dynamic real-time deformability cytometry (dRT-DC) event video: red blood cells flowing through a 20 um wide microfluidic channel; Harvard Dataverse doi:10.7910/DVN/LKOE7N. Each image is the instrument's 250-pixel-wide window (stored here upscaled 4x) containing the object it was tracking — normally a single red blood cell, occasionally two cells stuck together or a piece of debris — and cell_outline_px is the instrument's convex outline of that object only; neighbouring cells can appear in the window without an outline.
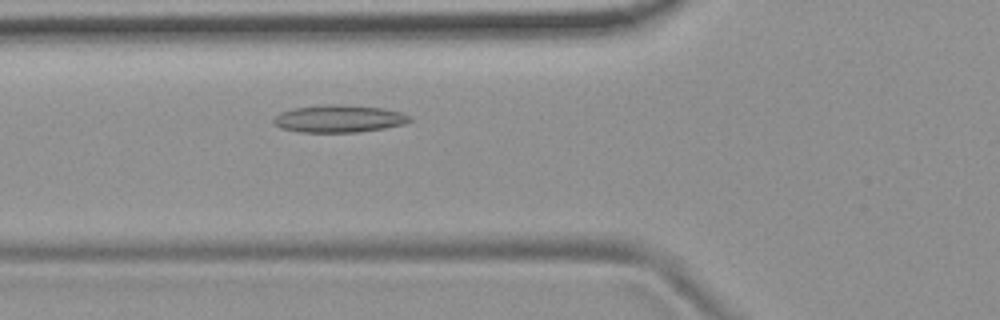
{"species": "common noctule bat (a hibernating species)", "species_latin": "Nyctalus noctula", "temperature_condition": "room temperature", "stored_images_in_passage": 48, "camera_frame_rate_fps": 3000, "um_per_image_px": 0.085, "animal": {"sex": "female", "body_mass_g": 19.9}, "frame": {"image": 1, "passage_image": 14, "time_ms": 4.333, "image_size_px": [1000, 320], "cell_outline_px": [[412, 120], [404, 124], [384, 128], [360, 132], [300, 132], [280, 128], [272, 124], [272, 120], [280, 112], [292, 108], [324, 104], [340, 104], [384, 108], [400, 112], [412, 116]], "centroid_in_image_um": [28.79, 10.08], "position_along_channel_um": 97.0, "area_um2": 22.02}}
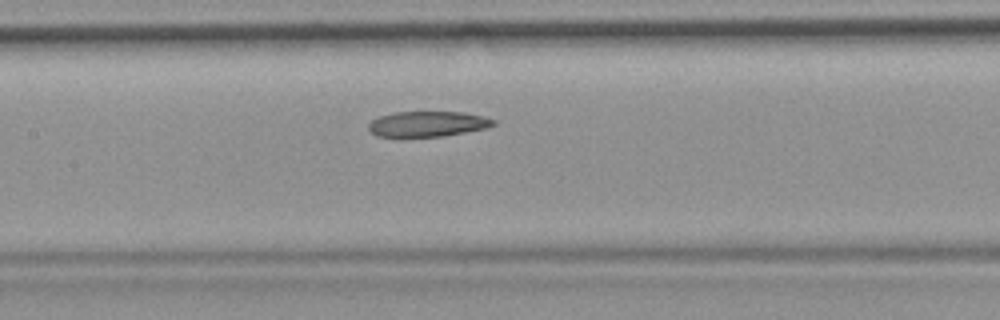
{"frame": {"image": 2, "passage_image": 20, "time_ms": 6.333, "image_size_px": [1000, 320], "cell_outline_px": [[496, 124], [488, 128], [440, 136], [400, 140], [376, 136], [368, 128], [368, 124], [372, 120], [380, 116], [392, 112], [464, 112], [484, 116], [496, 120]], "centroid_in_image_um": [36.29, 10.57], "position_along_channel_um": 171.1, "area_um2": 19.31}}
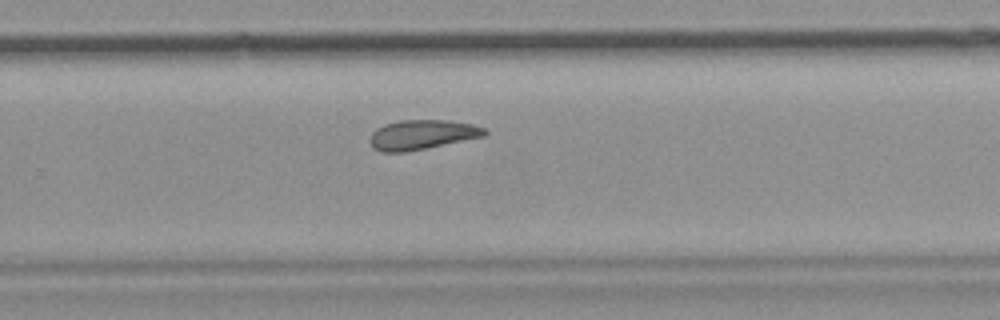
{"frame": {"image": 3, "passage_image": 30, "time_ms": 9.667, "image_size_px": [1000, 320], "cell_outline_px": [[488, 132], [484, 136], [404, 152], [380, 152], [372, 148], [368, 140], [372, 132], [376, 128], [384, 124], [400, 120], [452, 120], [472, 124], [484, 128]], "centroid_in_image_um": [35.81, 11.44], "position_along_channel_um": 294.0, "area_um2": 19.83}, "authors_computed_cell_mechanics": {"area_um2": 20.6635, "velocity_mm_per_s": 3.6971, "shape_relaxation_time_tau1_ms": null, "shape_relaxation_time_tau2_ms": 2.7019, "deformation_change_tau1": null, "deformation_change_tau2": 0.0987}}